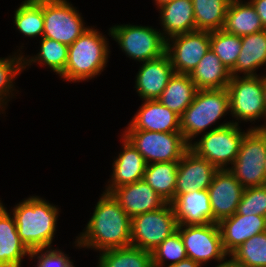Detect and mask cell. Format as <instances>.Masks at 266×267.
<instances>
[{
  "label": "cell",
  "instance_id": "obj_1",
  "mask_svg": "<svg viewBox=\"0 0 266 267\" xmlns=\"http://www.w3.org/2000/svg\"><path fill=\"white\" fill-rule=\"evenodd\" d=\"M83 232L75 239L78 249L104 251L131 245V218L110 193L103 192Z\"/></svg>",
  "mask_w": 266,
  "mask_h": 267
},
{
  "label": "cell",
  "instance_id": "obj_2",
  "mask_svg": "<svg viewBox=\"0 0 266 267\" xmlns=\"http://www.w3.org/2000/svg\"><path fill=\"white\" fill-rule=\"evenodd\" d=\"M59 208L39 196H30L12 209L18 235L31 251L52 247L55 238Z\"/></svg>",
  "mask_w": 266,
  "mask_h": 267
},
{
  "label": "cell",
  "instance_id": "obj_3",
  "mask_svg": "<svg viewBox=\"0 0 266 267\" xmlns=\"http://www.w3.org/2000/svg\"><path fill=\"white\" fill-rule=\"evenodd\" d=\"M93 27L89 26L68 46V61L65 70L59 75L65 81H89L105 70L111 52L109 39Z\"/></svg>",
  "mask_w": 266,
  "mask_h": 267
},
{
  "label": "cell",
  "instance_id": "obj_4",
  "mask_svg": "<svg viewBox=\"0 0 266 267\" xmlns=\"http://www.w3.org/2000/svg\"><path fill=\"white\" fill-rule=\"evenodd\" d=\"M228 113L230 103L226 88L197 90L193 102L180 116V129L184 139L190 144L200 134L207 133L208 128Z\"/></svg>",
  "mask_w": 266,
  "mask_h": 267
},
{
  "label": "cell",
  "instance_id": "obj_5",
  "mask_svg": "<svg viewBox=\"0 0 266 267\" xmlns=\"http://www.w3.org/2000/svg\"><path fill=\"white\" fill-rule=\"evenodd\" d=\"M233 122L230 120L211 128L201 135L200 139L191 142L190 149L218 170L229 169L236 160L244 135L251 129L242 131L240 126Z\"/></svg>",
  "mask_w": 266,
  "mask_h": 267
},
{
  "label": "cell",
  "instance_id": "obj_6",
  "mask_svg": "<svg viewBox=\"0 0 266 267\" xmlns=\"http://www.w3.org/2000/svg\"><path fill=\"white\" fill-rule=\"evenodd\" d=\"M226 89L234 124L239 125L241 121L252 123L262 118L266 123V75L231 76Z\"/></svg>",
  "mask_w": 266,
  "mask_h": 267
},
{
  "label": "cell",
  "instance_id": "obj_7",
  "mask_svg": "<svg viewBox=\"0 0 266 267\" xmlns=\"http://www.w3.org/2000/svg\"><path fill=\"white\" fill-rule=\"evenodd\" d=\"M109 36L117 42L122 52L136 62H145L166 53V40L152 26L121 24L110 27Z\"/></svg>",
  "mask_w": 266,
  "mask_h": 267
},
{
  "label": "cell",
  "instance_id": "obj_8",
  "mask_svg": "<svg viewBox=\"0 0 266 267\" xmlns=\"http://www.w3.org/2000/svg\"><path fill=\"white\" fill-rule=\"evenodd\" d=\"M122 135L138 150L147 164L179 162L190 148L182 133L125 130Z\"/></svg>",
  "mask_w": 266,
  "mask_h": 267
},
{
  "label": "cell",
  "instance_id": "obj_9",
  "mask_svg": "<svg viewBox=\"0 0 266 267\" xmlns=\"http://www.w3.org/2000/svg\"><path fill=\"white\" fill-rule=\"evenodd\" d=\"M266 135L250 129L241 142L238 155L228 169L244 188L266 185Z\"/></svg>",
  "mask_w": 266,
  "mask_h": 267
},
{
  "label": "cell",
  "instance_id": "obj_10",
  "mask_svg": "<svg viewBox=\"0 0 266 267\" xmlns=\"http://www.w3.org/2000/svg\"><path fill=\"white\" fill-rule=\"evenodd\" d=\"M177 231L183 240L187 258H191L201 266L215 260L221 267L226 264L229 255L222 245V237L218 223L206 225H181ZM226 260V261H225Z\"/></svg>",
  "mask_w": 266,
  "mask_h": 267
},
{
  "label": "cell",
  "instance_id": "obj_11",
  "mask_svg": "<svg viewBox=\"0 0 266 267\" xmlns=\"http://www.w3.org/2000/svg\"><path fill=\"white\" fill-rule=\"evenodd\" d=\"M178 223L170 203L131 218V246L152 251L177 231Z\"/></svg>",
  "mask_w": 266,
  "mask_h": 267
},
{
  "label": "cell",
  "instance_id": "obj_12",
  "mask_svg": "<svg viewBox=\"0 0 266 267\" xmlns=\"http://www.w3.org/2000/svg\"><path fill=\"white\" fill-rule=\"evenodd\" d=\"M43 37L71 45L89 28L81 13L67 0H43Z\"/></svg>",
  "mask_w": 266,
  "mask_h": 267
},
{
  "label": "cell",
  "instance_id": "obj_13",
  "mask_svg": "<svg viewBox=\"0 0 266 267\" xmlns=\"http://www.w3.org/2000/svg\"><path fill=\"white\" fill-rule=\"evenodd\" d=\"M209 48L210 31L196 30L173 36L166 41V53L173 70L181 74L190 75Z\"/></svg>",
  "mask_w": 266,
  "mask_h": 267
},
{
  "label": "cell",
  "instance_id": "obj_14",
  "mask_svg": "<svg viewBox=\"0 0 266 267\" xmlns=\"http://www.w3.org/2000/svg\"><path fill=\"white\" fill-rule=\"evenodd\" d=\"M243 191L244 187L228 169L218 170L214 174L208 187L213 223L236 213Z\"/></svg>",
  "mask_w": 266,
  "mask_h": 267
},
{
  "label": "cell",
  "instance_id": "obj_15",
  "mask_svg": "<svg viewBox=\"0 0 266 267\" xmlns=\"http://www.w3.org/2000/svg\"><path fill=\"white\" fill-rule=\"evenodd\" d=\"M217 171L214 165L189 148L178 163L175 194L208 189Z\"/></svg>",
  "mask_w": 266,
  "mask_h": 267
},
{
  "label": "cell",
  "instance_id": "obj_16",
  "mask_svg": "<svg viewBox=\"0 0 266 267\" xmlns=\"http://www.w3.org/2000/svg\"><path fill=\"white\" fill-rule=\"evenodd\" d=\"M141 63L135 77L136 92L142 101L157 100L175 73L170 57L165 53L159 58Z\"/></svg>",
  "mask_w": 266,
  "mask_h": 267
},
{
  "label": "cell",
  "instance_id": "obj_17",
  "mask_svg": "<svg viewBox=\"0 0 266 267\" xmlns=\"http://www.w3.org/2000/svg\"><path fill=\"white\" fill-rule=\"evenodd\" d=\"M139 108L125 130L181 133L180 116L158 100H145Z\"/></svg>",
  "mask_w": 266,
  "mask_h": 267
},
{
  "label": "cell",
  "instance_id": "obj_18",
  "mask_svg": "<svg viewBox=\"0 0 266 267\" xmlns=\"http://www.w3.org/2000/svg\"><path fill=\"white\" fill-rule=\"evenodd\" d=\"M110 194L130 218L160 209L167 203L143 179L114 188Z\"/></svg>",
  "mask_w": 266,
  "mask_h": 267
},
{
  "label": "cell",
  "instance_id": "obj_19",
  "mask_svg": "<svg viewBox=\"0 0 266 267\" xmlns=\"http://www.w3.org/2000/svg\"><path fill=\"white\" fill-rule=\"evenodd\" d=\"M122 151L113 159L110 180L103 192L110 193L114 188L128 185L144 177L147 163L138 150L123 136Z\"/></svg>",
  "mask_w": 266,
  "mask_h": 267
},
{
  "label": "cell",
  "instance_id": "obj_20",
  "mask_svg": "<svg viewBox=\"0 0 266 267\" xmlns=\"http://www.w3.org/2000/svg\"><path fill=\"white\" fill-rule=\"evenodd\" d=\"M178 226L206 225L213 223L208 189L175 194L170 202Z\"/></svg>",
  "mask_w": 266,
  "mask_h": 267
},
{
  "label": "cell",
  "instance_id": "obj_21",
  "mask_svg": "<svg viewBox=\"0 0 266 267\" xmlns=\"http://www.w3.org/2000/svg\"><path fill=\"white\" fill-rule=\"evenodd\" d=\"M222 245L230 255L235 249L252 236L266 231V217L259 215L234 214L219 223Z\"/></svg>",
  "mask_w": 266,
  "mask_h": 267
},
{
  "label": "cell",
  "instance_id": "obj_22",
  "mask_svg": "<svg viewBox=\"0 0 266 267\" xmlns=\"http://www.w3.org/2000/svg\"><path fill=\"white\" fill-rule=\"evenodd\" d=\"M6 207L0 211V267H22L30 250L21 241L14 217Z\"/></svg>",
  "mask_w": 266,
  "mask_h": 267
},
{
  "label": "cell",
  "instance_id": "obj_23",
  "mask_svg": "<svg viewBox=\"0 0 266 267\" xmlns=\"http://www.w3.org/2000/svg\"><path fill=\"white\" fill-rule=\"evenodd\" d=\"M158 9L161 33L166 41L173 36L196 31L192 0H175Z\"/></svg>",
  "mask_w": 266,
  "mask_h": 267
},
{
  "label": "cell",
  "instance_id": "obj_24",
  "mask_svg": "<svg viewBox=\"0 0 266 267\" xmlns=\"http://www.w3.org/2000/svg\"><path fill=\"white\" fill-rule=\"evenodd\" d=\"M266 66V29L241 37V50L231 76H258L256 70Z\"/></svg>",
  "mask_w": 266,
  "mask_h": 267
},
{
  "label": "cell",
  "instance_id": "obj_25",
  "mask_svg": "<svg viewBox=\"0 0 266 267\" xmlns=\"http://www.w3.org/2000/svg\"><path fill=\"white\" fill-rule=\"evenodd\" d=\"M197 90L227 88L231 79L230 70L209 48L198 65L190 74Z\"/></svg>",
  "mask_w": 266,
  "mask_h": 267
},
{
  "label": "cell",
  "instance_id": "obj_26",
  "mask_svg": "<svg viewBox=\"0 0 266 267\" xmlns=\"http://www.w3.org/2000/svg\"><path fill=\"white\" fill-rule=\"evenodd\" d=\"M265 28L250 1L231 0L223 30L236 36H245Z\"/></svg>",
  "mask_w": 266,
  "mask_h": 267
},
{
  "label": "cell",
  "instance_id": "obj_27",
  "mask_svg": "<svg viewBox=\"0 0 266 267\" xmlns=\"http://www.w3.org/2000/svg\"><path fill=\"white\" fill-rule=\"evenodd\" d=\"M196 92L197 88L190 75L174 73L157 100L181 116L193 102Z\"/></svg>",
  "mask_w": 266,
  "mask_h": 267
},
{
  "label": "cell",
  "instance_id": "obj_28",
  "mask_svg": "<svg viewBox=\"0 0 266 267\" xmlns=\"http://www.w3.org/2000/svg\"><path fill=\"white\" fill-rule=\"evenodd\" d=\"M179 162H161L146 165L143 180L167 203L175 198Z\"/></svg>",
  "mask_w": 266,
  "mask_h": 267
},
{
  "label": "cell",
  "instance_id": "obj_29",
  "mask_svg": "<svg viewBox=\"0 0 266 267\" xmlns=\"http://www.w3.org/2000/svg\"><path fill=\"white\" fill-rule=\"evenodd\" d=\"M99 253L96 267H153L151 252L135 246L112 248Z\"/></svg>",
  "mask_w": 266,
  "mask_h": 267
},
{
  "label": "cell",
  "instance_id": "obj_30",
  "mask_svg": "<svg viewBox=\"0 0 266 267\" xmlns=\"http://www.w3.org/2000/svg\"><path fill=\"white\" fill-rule=\"evenodd\" d=\"M231 0H192L196 30H222Z\"/></svg>",
  "mask_w": 266,
  "mask_h": 267
},
{
  "label": "cell",
  "instance_id": "obj_31",
  "mask_svg": "<svg viewBox=\"0 0 266 267\" xmlns=\"http://www.w3.org/2000/svg\"><path fill=\"white\" fill-rule=\"evenodd\" d=\"M24 55V69L33 63L47 66L58 76L65 70L68 61V45L46 37L41 38L39 52L34 56ZM29 58V59H28Z\"/></svg>",
  "mask_w": 266,
  "mask_h": 267
},
{
  "label": "cell",
  "instance_id": "obj_32",
  "mask_svg": "<svg viewBox=\"0 0 266 267\" xmlns=\"http://www.w3.org/2000/svg\"><path fill=\"white\" fill-rule=\"evenodd\" d=\"M14 26L24 37H43V0H24L14 13Z\"/></svg>",
  "mask_w": 266,
  "mask_h": 267
},
{
  "label": "cell",
  "instance_id": "obj_33",
  "mask_svg": "<svg viewBox=\"0 0 266 267\" xmlns=\"http://www.w3.org/2000/svg\"><path fill=\"white\" fill-rule=\"evenodd\" d=\"M228 258L238 267H266V231L246 240Z\"/></svg>",
  "mask_w": 266,
  "mask_h": 267
},
{
  "label": "cell",
  "instance_id": "obj_34",
  "mask_svg": "<svg viewBox=\"0 0 266 267\" xmlns=\"http://www.w3.org/2000/svg\"><path fill=\"white\" fill-rule=\"evenodd\" d=\"M20 51L18 49L13 55L7 58H0V111H2V114L6 110L5 108L8 106L7 103L10 98L14 97L13 94L17 91L14 85L15 78L25 70L24 53Z\"/></svg>",
  "mask_w": 266,
  "mask_h": 267
},
{
  "label": "cell",
  "instance_id": "obj_35",
  "mask_svg": "<svg viewBox=\"0 0 266 267\" xmlns=\"http://www.w3.org/2000/svg\"><path fill=\"white\" fill-rule=\"evenodd\" d=\"M210 48L231 71L241 50V37L222 30L210 31Z\"/></svg>",
  "mask_w": 266,
  "mask_h": 267
},
{
  "label": "cell",
  "instance_id": "obj_36",
  "mask_svg": "<svg viewBox=\"0 0 266 267\" xmlns=\"http://www.w3.org/2000/svg\"><path fill=\"white\" fill-rule=\"evenodd\" d=\"M151 254L153 267H168L187 258L184 243L178 231L167 237L151 251Z\"/></svg>",
  "mask_w": 266,
  "mask_h": 267
},
{
  "label": "cell",
  "instance_id": "obj_37",
  "mask_svg": "<svg viewBox=\"0 0 266 267\" xmlns=\"http://www.w3.org/2000/svg\"><path fill=\"white\" fill-rule=\"evenodd\" d=\"M236 214L266 217V185L244 188Z\"/></svg>",
  "mask_w": 266,
  "mask_h": 267
},
{
  "label": "cell",
  "instance_id": "obj_38",
  "mask_svg": "<svg viewBox=\"0 0 266 267\" xmlns=\"http://www.w3.org/2000/svg\"><path fill=\"white\" fill-rule=\"evenodd\" d=\"M38 259L35 267H75L73 260L58 248H38L30 252L28 259Z\"/></svg>",
  "mask_w": 266,
  "mask_h": 267
},
{
  "label": "cell",
  "instance_id": "obj_39",
  "mask_svg": "<svg viewBox=\"0 0 266 267\" xmlns=\"http://www.w3.org/2000/svg\"><path fill=\"white\" fill-rule=\"evenodd\" d=\"M256 10V13L261 19V22L266 29V0H249Z\"/></svg>",
  "mask_w": 266,
  "mask_h": 267
},
{
  "label": "cell",
  "instance_id": "obj_40",
  "mask_svg": "<svg viewBox=\"0 0 266 267\" xmlns=\"http://www.w3.org/2000/svg\"><path fill=\"white\" fill-rule=\"evenodd\" d=\"M168 267H202V266L199 263L192 260L191 258H186Z\"/></svg>",
  "mask_w": 266,
  "mask_h": 267
},
{
  "label": "cell",
  "instance_id": "obj_41",
  "mask_svg": "<svg viewBox=\"0 0 266 267\" xmlns=\"http://www.w3.org/2000/svg\"><path fill=\"white\" fill-rule=\"evenodd\" d=\"M155 2V5L157 6V9L163 6L164 4H167L169 2H173L175 0H153Z\"/></svg>",
  "mask_w": 266,
  "mask_h": 267
},
{
  "label": "cell",
  "instance_id": "obj_42",
  "mask_svg": "<svg viewBox=\"0 0 266 267\" xmlns=\"http://www.w3.org/2000/svg\"><path fill=\"white\" fill-rule=\"evenodd\" d=\"M251 129H261L263 131V133L266 135V123L265 124H262V125H257V126H251L250 127Z\"/></svg>",
  "mask_w": 266,
  "mask_h": 267
},
{
  "label": "cell",
  "instance_id": "obj_43",
  "mask_svg": "<svg viewBox=\"0 0 266 267\" xmlns=\"http://www.w3.org/2000/svg\"><path fill=\"white\" fill-rule=\"evenodd\" d=\"M221 267H238V266H235L230 261H228L226 264L222 265Z\"/></svg>",
  "mask_w": 266,
  "mask_h": 267
},
{
  "label": "cell",
  "instance_id": "obj_44",
  "mask_svg": "<svg viewBox=\"0 0 266 267\" xmlns=\"http://www.w3.org/2000/svg\"><path fill=\"white\" fill-rule=\"evenodd\" d=\"M5 207V205H3V203L0 200V211Z\"/></svg>",
  "mask_w": 266,
  "mask_h": 267
}]
</instances>
